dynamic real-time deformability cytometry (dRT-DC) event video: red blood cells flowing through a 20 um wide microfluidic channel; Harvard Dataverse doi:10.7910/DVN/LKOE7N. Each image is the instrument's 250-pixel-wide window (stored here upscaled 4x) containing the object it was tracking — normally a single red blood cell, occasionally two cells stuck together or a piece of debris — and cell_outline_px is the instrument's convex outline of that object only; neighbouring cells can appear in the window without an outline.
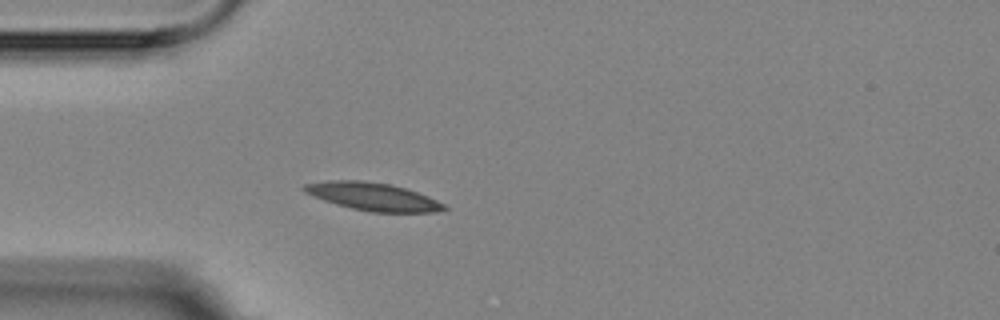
{"species": "Egyptian fruit bat (a non-hibernating species)", "species_latin": "Rousettus aegyptiacus", "temperature_condition": "room temperature", "stored_images_in_passage": 1, "camera_frame_rate_fps": 3000, "um_per_image_px": 0.085, "animal": {"sex": "female"}, "frame": {"image": 1, "passage_image": 1, "time_ms": 0.0, "image_size_px": [1000, 320], "cell_outline_px": [[448, 208], [436, 212], [368, 212], [336, 204], [324, 200], [304, 192], [300, 188], [304, 184], [328, 180], [360, 180], [388, 184], [404, 188], [428, 196], [444, 204]], "centroid_in_image_um": [31.66, 16.71], "position_along_channel_um": 53.3, "area_um2": 22.54}}